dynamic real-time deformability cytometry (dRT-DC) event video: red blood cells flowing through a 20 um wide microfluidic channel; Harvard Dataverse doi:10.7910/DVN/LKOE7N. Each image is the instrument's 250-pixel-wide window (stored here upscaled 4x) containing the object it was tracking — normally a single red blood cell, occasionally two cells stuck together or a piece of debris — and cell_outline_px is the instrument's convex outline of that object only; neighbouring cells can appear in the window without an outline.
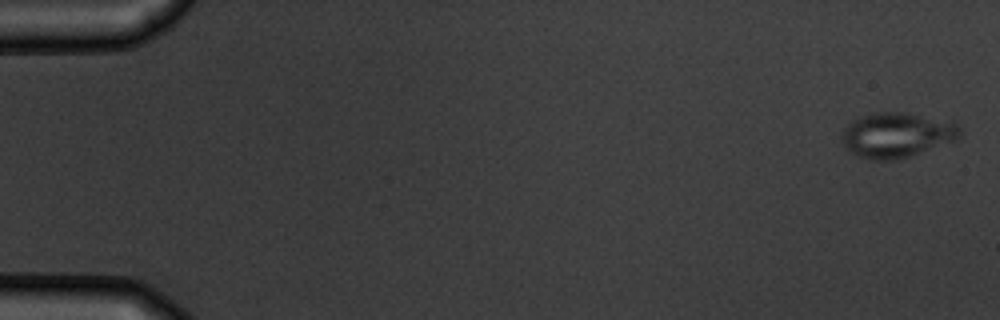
{"species": "common noctule bat (a hibernating species)", "species_latin": "Nyctalus noctula", "temperature_condition": "warm", "stored_images_in_passage": 5, "camera_frame_rate_fps": 3000, "um_per_image_px": 0.085, "animal": {"sex": "male", "body_mass_g": 19.5, "forearm_length_mm": 54.6}, "frame": {"image": 1, "passage_image": 1, "time_ms": 0.0, "image_size_px": [1000, 320], "cell_outline_px": [[960, 136], [956, 140], [908, 156], [888, 160], [872, 160], [860, 156], [852, 152], [840, 140], [840, 136], [844, 128], [852, 120], [860, 116], [876, 112], [904, 112], [952, 120], [960, 128]], "centroid_in_image_um": [76.22, 11.44], "position_along_channel_um": 8.8, "area_um2": 30.87}}